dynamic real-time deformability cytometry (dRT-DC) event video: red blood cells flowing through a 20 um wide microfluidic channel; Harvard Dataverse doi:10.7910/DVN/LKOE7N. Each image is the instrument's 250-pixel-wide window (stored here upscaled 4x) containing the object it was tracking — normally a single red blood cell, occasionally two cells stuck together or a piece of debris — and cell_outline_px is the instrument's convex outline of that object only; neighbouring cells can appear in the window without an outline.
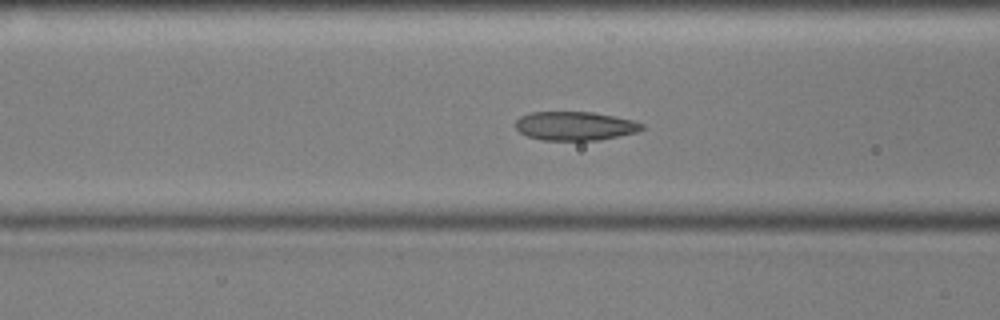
{"species": "common noctule bat (a hibernating species)", "species_latin": "Nyctalus noctula", "temperature_condition": "cold", "stored_images_in_passage": 41, "camera_frame_rate_fps": 3000, "um_per_image_px": 0.085, "animal": {"sex": "male", "body_mass_g": 17.9, "forearm_length_mm": 54.2}, "frame": {"image": 1, "passage_image": 13, "time_ms": 4.0, "image_size_px": [1000, 320], "cell_outline_px": [[644, 128], [636, 132], [600, 140], [544, 140], [528, 136], [520, 132], [516, 128], [516, 120], [520, 116], [532, 112], [592, 112], [632, 120], [644, 124]], "centroid_in_image_um": [48.87, 10.7], "position_along_channel_um": 117.7, "area_um2": 21.04}}
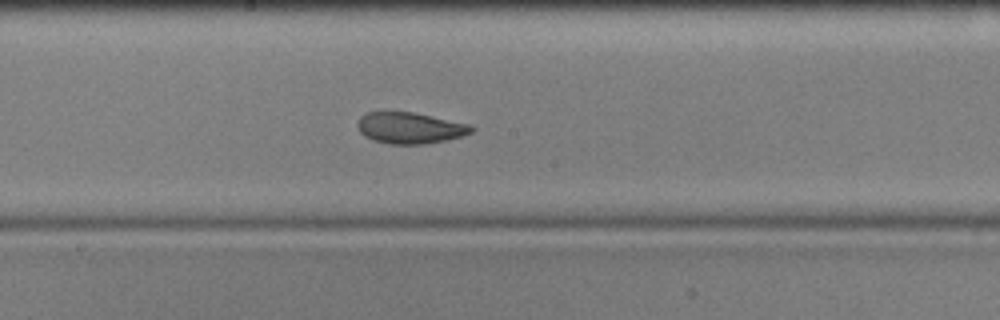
{"frame": {"image": 2, "passage_image": 21, "time_ms": 6.667, "image_size_px": [1000, 320], "cell_outline_px": [[476, 128], [472, 132], [460, 136], [444, 140], [424, 144], [388, 144], [372, 140], [364, 136], [360, 132], [356, 124], [360, 116], [368, 112], [412, 112], [472, 124]], "centroid_in_image_um": [34.84, 10.87], "position_along_channel_um": 213.4, "area_um2": 20.81}}
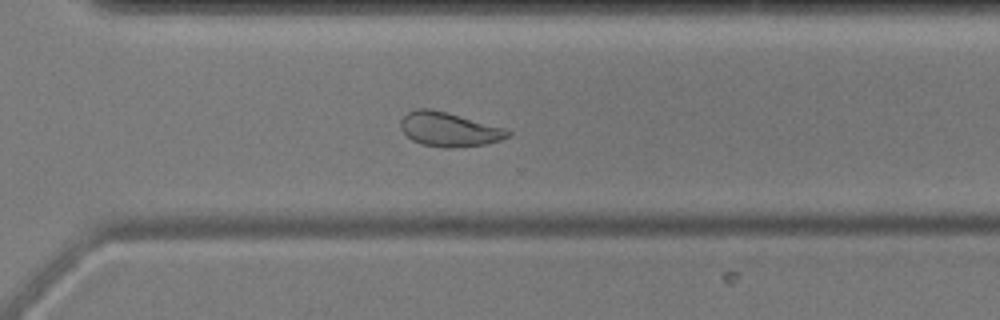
{"frame": {"image": 3, "passage_image": 31, "time_ms": 10.0, "image_size_px": [1000, 320], "cell_outline_px": [[512, 136], [488, 144], [452, 148], [444, 148], [424, 144], [412, 140], [400, 128], [400, 120], [408, 112], [416, 108], [428, 108], [444, 112], [504, 128], [512, 132]], "centroid_in_image_um": [38.17, 11.01], "position_along_channel_um": 332.4, "area_um2": 21.15}, "authors_computed_cell_mechanics": {"area_um2": 21.675, "velocity_mm_per_s": 3.5797, "shape_relaxation_time_tau1_ms": 9.2851, "shape_relaxation_time_tau2_ms": 3.3399, "deformation_change_tau1": 0.1903, "deformation_change_tau2": 0.0722}}